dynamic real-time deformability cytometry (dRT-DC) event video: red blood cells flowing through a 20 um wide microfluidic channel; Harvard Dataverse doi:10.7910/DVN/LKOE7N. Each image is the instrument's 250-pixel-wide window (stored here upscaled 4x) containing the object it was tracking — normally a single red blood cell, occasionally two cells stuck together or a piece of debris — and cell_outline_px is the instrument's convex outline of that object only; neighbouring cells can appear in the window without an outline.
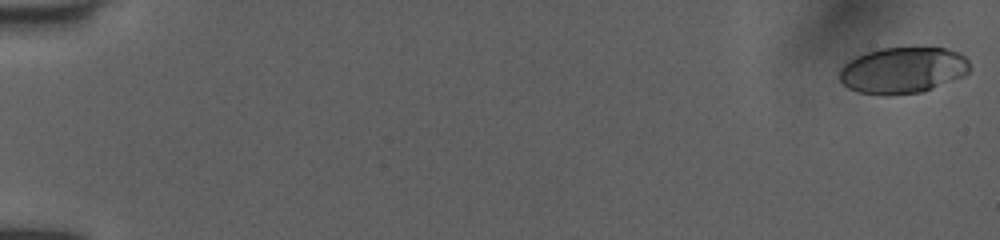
{"species": "human", "species_latin": "Homo sapiens", "temperature_condition": "room temperature", "stored_images_in_passage": 52, "camera_frame_rate_fps": 3000, "um_per_image_px": 0.085, "donor": {"sex": "female"}, "frame": {"image": 1, "passage_image": 1, "time_ms": 0.0, "image_size_px": [1000, 240], "cell_outline_px": [[972, 68], [964, 76], [932, 88], [920, 92], [888, 96], [884, 96], [856, 92], [848, 88], [840, 80], [840, 68], [848, 60], [856, 56], [880, 48], [944, 48], [960, 52], [968, 60]], "centroid_in_image_um": [76.74, 5.98], "position_along_channel_um": 8.3, "area_um2": 35.37}}
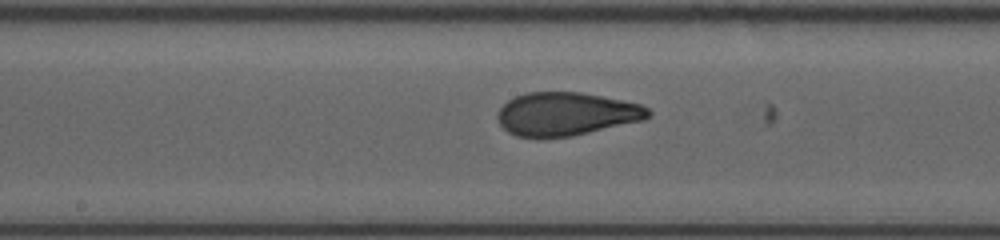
{"frame": {"image": 2, "passage_image": 29, "time_ms": 9.333, "image_size_px": [1000, 240], "cell_outline_px": [[652, 112], [644, 120], [572, 136], [516, 136], [508, 132], [500, 124], [496, 116], [496, 112], [508, 100], [516, 96], [528, 92], [580, 92], [640, 104], [648, 108]], "centroid_in_image_um": [48.11, 9.68], "position_along_channel_um": 200.1, "area_um2": 37.57}}
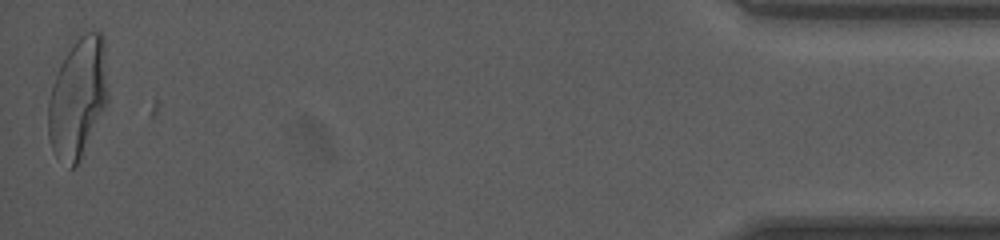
{"frame": {"image": 3, "passage_image": 52, "time_ms": 17.0, "image_size_px": [1000, 240], "cell_outline_px": [[108, 104], [80, 160], [72, 168], [68, 168], [56, 156], [52, 148], [48, 136], [48, 100], [52, 84], [60, 64], [72, 36], [84, 32], [100, 32], [104, 36], [108, 96]], "centroid_in_image_um": [6.62, 8.25], "position_along_channel_um": 428.6, "area_um2": 42.77}, "authors_computed_cell_mechanics": {"area_um2": 37.5411, "velocity_mm_per_s": 4.0489, "shape_relaxation_time_tau1_ms": 6.1639, "shape_relaxation_time_tau2_ms": 0.7448, "deformation_change_tau1": 0.2108, "deformation_change_tau2": 0.0644}}